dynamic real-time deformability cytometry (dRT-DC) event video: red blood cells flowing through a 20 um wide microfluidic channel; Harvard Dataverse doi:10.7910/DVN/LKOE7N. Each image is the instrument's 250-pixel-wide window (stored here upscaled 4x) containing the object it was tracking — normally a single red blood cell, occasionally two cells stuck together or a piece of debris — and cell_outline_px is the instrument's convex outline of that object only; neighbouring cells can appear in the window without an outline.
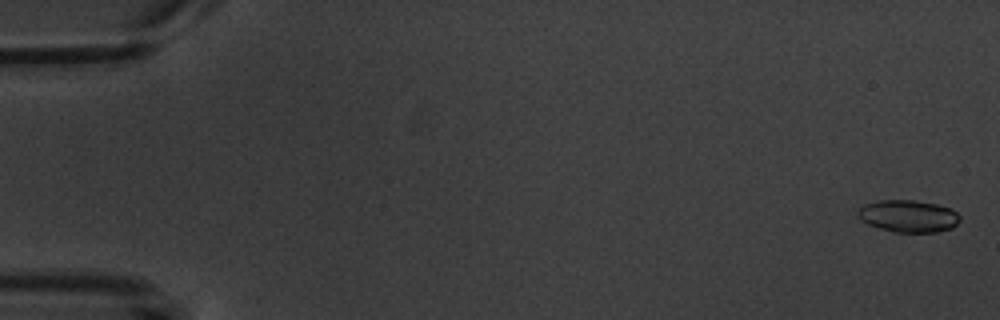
{"species": "common noctule bat (a hibernating species)", "species_latin": "Nyctalus noctula", "temperature_condition": "warm", "stored_images_in_passage": 9, "camera_frame_rate_fps": 3000, "um_per_image_px": 0.085, "animal": {"sex": "male", "body_mass_g": 20.1, "forearm_length_mm": 53.5}, "frame": {"image": 1, "passage_image": 1, "time_ms": 0.0, "image_size_px": [1000, 320], "cell_outline_px": [[960, 220], [952, 228], [936, 232], [892, 232], [868, 224], [860, 216], [860, 208], [864, 204], [880, 200], [916, 200], [936, 204], [948, 208], [956, 212], [960, 216]], "centroid_in_image_um": [77.25, 18.37], "position_along_channel_um": 7.8, "area_um2": 18.84}}
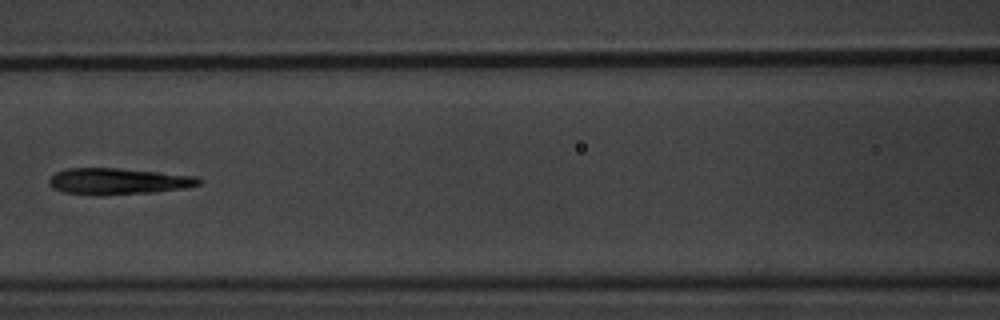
{"frame": {"image": 2, "passage_image": 7, "time_ms": 8.333, "image_size_px": [1000, 320], "cell_outline_px": [[200, 184], [188, 188], [156, 192], [100, 196], [92, 196], [64, 192], [52, 188], [48, 184], [48, 180], [56, 172], [68, 168], [116, 168], [196, 176], [200, 180]], "centroid_in_image_um": [10.01, 15.43], "position_along_channel_um": 156.6, "area_um2": 23.24}}
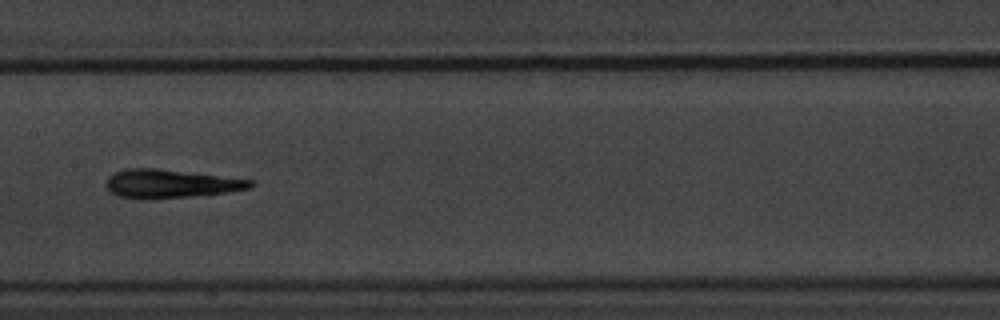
{"frame": {"image": 3, "passage_image": 8, "time_ms": 9.333, "image_size_px": [1000, 320], "cell_outline_px": [[256, 184], [252, 188], [228, 192], [188, 196], [140, 200], [116, 196], [108, 192], [104, 184], [108, 176], [116, 172], [128, 168], [156, 168], [256, 180]], "centroid_in_image_um": [14.47, 15.62], "position_along_channel_um": 192.9, "area_um2": 24.33}}